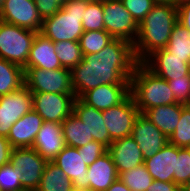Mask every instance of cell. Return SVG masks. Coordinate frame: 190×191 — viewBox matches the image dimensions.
Here are the masks:
<instances>
[{"instance_id": "1", "label": "cell", "mask_w": 190, "mask_h": 191, "mask_svg": "<svg viewBox=\"0 0 190 191\" xmlns=\"http://www.w3.org/2000/svg\"><path fill=\"white\" fill-rule=\"evenodd\" d=\"M133 43L114 38L101 51L83 55L71 69V86L75 98L103 84H130L136 66Z\"/></svg>"}, {"instance_id": "2", "label": "cell", "mask_w": 190, "mask_h": 191, "mask_svg": "<svg viewBox=\"0 0 190 191\" xmlns=\"http://www.w3.org/2000/svg\"><path fill=\"white\" fill-rule=\"evenodd\" d=\"M178 21L177 5L156 3L139 24V32L133 43L136 59L142 63L149 55L164 49L173 26Z\"/></svg>"}, {"instance_id": "3", "label": "cell", "mask_w": 190, "mask_h": 191, "mask_svg": "<svg viewBox=\"0 0 190 191\" xmlns=\"http://www.w3.org/2000/svg\"><path fill=\"white\" fill-rule=\"evenodd\" d=\"M130 95L140 113L156 106L177 103L167 80L139 63L130 79Z\"/></svg>"}, {"instance_id": "4", "label": "cell", "mask_w": 190, "mask_h": 191, "mask_svg": "<svg viewBox=\"0 0 190 191\" xmlns=\"http://www.w3.org/2000/svg\"><path fill=\"white\" fill-rule=\"evenodd\" d=\"M88 3L83 0H67L59 11L43 20L40 33L52 42H78L84 33L82 19Z\"/></svg>"}, {"instance_id": "5", "label": "cell", "mask_w": 190, "mask_h": 191, "mask_svg": "<svg viewBox=\"0 0 190 191\" xmlns=\"http://www.w3.org/2000/svg\"><path fill=\"white\" fill-rule=\"evenodd\" d=\"M36 34L0 20V58L24 67Z\"/></svg>"}, {"instance_id": "6", "label": "cell", "mask_w": 190, "mask_h": 191, "mask_svg": "<svg viewBox=\"0 0 190 191\" xmlns=\"http://www.w3.org/2000/svg\"><path fill=\"white\" fill-rule=\"evenodd\" d=\"M25 86L31 92L74 94L71 86V69L44 70L24 68Z\"/></svg>"}, {"instance_id": "7", "label": "cell", "mask_w": 190, "mask_h": 191, "mask_svg": "<svg viewBox=\"0 0 190 191\" xmlns=\"http://www.w3.org/2000/svg\"><path fill=\"white\" fill-rule=\"evenodd\" d=\"M104 26L113 38L134 43L139 32V24L120 0L103 1Z\"/></svg>"}, {"instance_id": "8", "label": "cell", "mask_w": 190, "mask_h": 191, "mask_svg": "<svg viewBox=\"0 0 190 191\" xmlns=\"http://www.w3.org/2000/svg\"><path fill=\"white\" fill-rule=\"evenodd\" d=\"M48 161L32 147L13 148L10 163L21 171L20 181L25 191H35Z\"/></svg>"}, {"instance_id": "9", "label": "cell", "mask_w": 190, "mask_h": 191, "mask_svg": "<svg viewBox=\"0 0 190 191\" xmlns=\"http://www.w3.org/2000/svg\"><path fill=\"white\" fill-rule=\"evenodd\" d=\"M139 113L131 95L118 105L102 111L111 143L123 137L131 136L135 119Z\"/></svg>"}, {"instance_id": "10", "label": "cell", "mask_w": 190, "mask_h": 191, "mask_svg": "<svg viewBox=\"0 0 190 191\" xmlns=\"http://www.w3.org/2000/svg\"><path fill=\"white\" fill-rule=\"evenodd\" d=\"M33 109L43 118L61 124L72 112L75 94L32 92Z\"/></svg>"}, {"instance_id": "11", "label": "cell", "mask_w": 190, "mask_h": 191, "mask_svg": "<svg viewBox=\"0 0 190 191\" xmlns=\"http://www.w3.org/2000/svg\"><path fill=\"white\" fill-rule=\"evenodd\" d=\"M0 20L37 33L43 22L34 0H4Z\"/></svg>"}, {"instance_id": "12", "label": "cell", "mask_w": 190, "mask_h": 191, "mask_svg": "<svg viewBox=\"0 0 190 191\" xmlns=\"http://www.w3.org/2000/svg\"><path fill=\"white\" fill-rule=\"evenodd\" d=\"M142 64L156 76L167 81L190 75V64L172 56L165 48L149 55Z\"/></svg>"}, {"instance_id": "13", "label": "cell", "mask_w": 190, "mask_h": 191, "mask_svg": "<svg viewBox=\"0 0 190 191\" xmlns=\"http://www.w3.org/2000/svg\"><path fill=\"white\" fill-rule=\"evenodd\" d=\"M131 136L138 144L144 159L151 158L168 142L161 130L142 113L135 119Z\"/></svg>"}, {"instance_id": "14", "label": "cell", "mask_w": 190, "mask_h": 191, "mask_svg": "<svg viewBox=\"0 0 190 191\" xmlns=\"http://www.w3.org/2000/svg\"><path fill=\"white\" fill-rule=\"evenodd\" d=\"M130 95V84H103L80 98L95 109L104 111L123 102Z\"/></svg>"}, {"instance_id": "15", "label": "cell", "mask_w": 190, "mask_h": 191, "mask_svg": "<svg viewBox=\"0 0 190 191\" xmlns=\"http://www.w3.org/2000/svg\"><path fill=\"white\" fill-rule=\"evenodd\" d=\"M118 175L144 163V156L132 136L115 140L107 147Z\"/></svg>"}, {"instance_id": "16", "label": "cell", "mask_w": 190, "mask_h": 191, "mask_svg": "<svg viewBox=\"0 0 190 191\" xmlns=\"http://www.w3.org/2000/svg\"><path fill=\"white\" fill-rule=\"evenodd\" d=\"M65 146L62 125L44 121L32 148L47 161H52Z\"/></svg>"}, {"instance_id": "17", "label": "cell", "mask_w": 190, "mask_h": 191, "mask_svg": "<svg viewBox=\"0 0 190 191\" xmlns=\"http://www.w3.org/2000/svg\"><path fill=\"white\" fill-rule=\"evenodd\" d=\"M43 118L32 109L18 119L10 129L7 139L13 148L32 147L43 124Z\"/></svg>"}, {"instance_id": "18", "label": "cell", "mask_w": 190, "mask_h": 191, "mask_svg": "<svg viewBox=\"0 0 190 191\" xmlns=\"http://www.w3.org/2000/svg\"><path fill=\"white\" fill-rule=\"evenodd\" d=\"M77 148L65 146L52 160L73 182L74 188H86L88 165Z\"/></svg>"}, {"instance_id": "19", "label": "cell", "mask_w": 190, "mask_h": 191, "mask_svg": "<svg viewBox=\"0 0 190 191\" xmlns=\"http://www.w3.org/2000/svg\"><path fill=\"white\" fill-rule=\"evenodd\" d=\"M176 157H178V147L167 142L151 158L144 159V164L154 180L174 182Z\"/></svg>"}, {"instance_id": "20", "label": "cell", "mask_w": 190, "mask_h": 191, "mask_svg": "<svg viewBox=\"0 0 190 191\" xmlns=\"http://www.w3.org/2000/svg\"><path fill=\"white\" fill-rule=\"evenodd\" d=\"M73 113L86 124L89 134L93 135L94 141L101 142L106 147L111 143V138L104 123L102 111L86 104L81 98H75Z\"/></svg>"}, {"instance_id": "21", "label": "cell", "mask_w": 190, "mask_h": 191, "mask_svg": "<svg viewBox=\"0 0 190 191\" xmlns=\"http://www.w3.org/2000/svg\"><path fill=\"white\" fill-rule=\"evenodd\" d=\"M117 179L118 173L113 159L106 152L88 166L86 188L92 191H106Z\"/></svg>"}, {"instance_id": "22", "label": "cell", "mask_w": 190, "mask_h": 191, "mask_svg": "<svg viewBox=\"0 0 190 191\" xmlns=\"http://www.w3.org/2000/svg\"><path fill=\"white\" fill-rule=\"evenodd\" d=\"M23 68L54 70L63 68L57 57L54 42L37 33L29 53L27 64Z\"/></svg>"}, {"instance_id": "23", "label": "cell", "mask_w": 190, "mask_h": 191, "mask_svg": "<svg viewBox=\"0 0 190 191\" xmlns=\"http://www.w3.org/2000/svg\"><path fill=\"white\" fill-rule=\"evenodd\" d=\"M169 139L181 115V104L156 106L143 113Z\"/></svg>"}, {"instance_id": "24", "label": "cell", "mask_w": 190, "mask_h": 191, "mask_svg": "<svg viewBox=\"0 0 190 191\" xmlns=\"http://www.w3.org/2000/svg\"><path fill=\"white\" fill-rule=\"evenodd\" d=\"M0 106H3L15 123L33 109L32 92L24 85L17 91L0 96Z\"/></svg>"}, {"instance_id": "25", "label": "cell", "mask_w": 190, "mask_h": 191, "mask_svg": "<svg viewBox=\"0 0 190 191\" xmlns=\"http://www.w3.org/2000/svg\"><path fill=\"white\" fill-rule=\"evenodd\" d=\"M66 146L78 148L94 141L93 135L73 112L61 123Z\"/></svg>"}, {"instance_id": "26", "label": "cell", "mask_w": 190, "mask_h": 191, "mask_svg": "<svg viewBox=\"0 0 190 191\" xmlns=\"http://www.w3.org/2000/svg\"><path fill=\"white\" fill-rule=\"evenodd\" d=\"M24 85V68L0 58V96L17 91Z\"/></svg>"}, {"instance_id": "27", "label": "cell", "mask_w": 190, "mask_h": 191, "mask_svg": "<svg viewBox=\"0 0 190 191\" xmlns=\"http://www.w3.org/2000/svg\"><path fill=\"white\" fill-rule=\"evenodd\" d=\"M73 182L52 161H48L44 168L41 181L35 191H71Z\"/></svg>"}, {"instance_id": "28", "label": "cell", "mask_w": 190, "mask_h": 191, "mask_svg": "<svg viewBox=\"0 0 190 191\" xmlns=\"http://www.w3.org/2000/svg\"><path fill=\"white\" fill-rule=\"evenodd\" d=\"M165 49L174 57L184 58L190 64V32L178 21L173 26Z\"/></svg>"}, {"instance_id": "29", "label": "cell", "mask_w": 190, "mask_h": 191, "mask_svg": "<svg viewBox=\"0 0 190 191\" xmlns=\"http://www.w3.org/2000/svg\"><path fill=\"white\" fill-rule=\"evenodd\" d=\"M118 178L131 191H146L148 186L154 181L144 163L130 170L121 172Z\"/></svg>"}, {"instance_id": "30", "label": "cell", "mask_w": 190, "mask_h": 191, "mask_svg": "<svg viewBox=\"0 0 190 191\" xmlns=\"http://www.w3.org/2000/svg\"><path fill=\"white\" fill-rule=\"evenodd\" d=\"M54 46L61 66L64 68L72 69L83 59L79 42L59 41L54 42Z\"/></svg>"}, {"instance_id": "31", "label": "cell", "mask_w": 190, "mask_h": 191, "mask_svg": "<svg viewBox=\"0 0 190 191\" xmlns=\"http://www.w3.org/2000/svg\"><path fill=\"white\" fill-rule=\"evenodd\" d=\"M113 39L105 30L84 31L78 42L83 55H89L104 49Z\"/></svg>"}, {"instance_id": "32", "label": "cell", "mask_w": 190, "mask_h": 191, "mask_svg": "<svg viewBox=\"0 0 190 191\" xmlns=\"http://www.w3.org/2000/svg\"><path fill=\"white\" fill-rule=\"evenodd\" d=\"M168 142L177 147L190 148V105L181 104V115Z\"/></svg>"}, {"instance_id": "33", "label": "cell", "mask_w": 190, "mask_h": 191, "mask_svg": "<svg viewBox=\"0 0 190 191\" xmlns=\"http://www.w3.org/2000/svg\"><path fill=\"white\" fill-rule=\"evenodd\" d=\"M82 27L84 31L105 30L103 1L88 3L83 14Z\"/></svg>"}, {"instance_id": "34", "label": "cell", "mask_w": 190, "mask_h": 191, "mask_svg": "<svg viewBox=\"0 0 190 191\" xmlns=\"http://www.w3.org/2000/svg\"><path fill=\"white\" fill-rule=\"evenodd\" d=\"M21 171L11 163L0 167V191H25L20 181Z\"/></svg>"}, {"instance_id": "35", "label": "cell", "mask_w": 190, "mask_h": 191, "mask_svg": "<svg viewBox=\"0 0 190 191\" xmlns=\"http://www.w3.org/2000/svg\"><path fill=\"white\" fill-rule=\"evenodd\" d=\"M174 183L182 187L190 181V148L178 147L176 157V172L173 174Z\"/></svg>"}, {"instance_id": "36", "label": "cell", "mask_w": 190, "mask_h": 191, "mask_svg": "<svg viewBox=\"0 0 190 191\" xmlns=\"http://www.w3.org/2000/svg\"><path fill=\"white\" fill-rule=\"evenodd\" d=\"M135 21L140 24L156 4L154 0H120Z\"/></svg>"}, {"instance_id": "37", "label": "cell", "mask_w": 190, "mask_h": 191, "mask_svg": "<svg viewBox=\"0 0 190 191\" xmlns=\"http://www.w3.org/2000/svg\"><path fill=\"white\" fill-rule=\"evenodd\" d=\"M177 103L190 105V75L167 81Z\"/></svg>"}, {"instance_id": "38", "label": "cell", "mask_w": 190, "mask_h": 191, "mask_svg": "<svg viewBox=\"0 0 190 191\" xmlns=\"http://www.w3.org/2000/svg\"><path fill=\"white\" fill-rule=\"evenodd\" d=\"M79 154H82L85 164L91 165L100 156L107 152V147L98 141H92L77 148Z\"/></svg>"}, {"instance_id": "39", "label": "cell", "mask_w": 190, "mask_h": 191, "mask_svg": "<svg viewBox=\"0 0 190 191\" xmlns=\"http://www.w3.org/2000/svg\"><path fill=\"white\" fill-rule=\"evenodd\" d=\"M67 0H34L41 18L53 16Z\"/></svg>"}, {"instance_id": "40", "label": "cell", "mask_w": 190, "mask_h": 191, "mask_svg": "<svg viewBox=\"0 0 190 191\" xmlns=\"http://www.w3.org/2000/svg\"><path fill=\"white\" fill-rule=\"evenodd\" d=\"M178 22L190 32V0L177 4Z\"/></svg>"}, {"instance_id": "41", "label": "cell", "mask_w": 190, "mask_h": 191, "mask_svg": "<svg viewBox=\"0 0 190 191\" xmlns=\"http://www.w3.org/2000/svg\"><path fill=\"white\" fill-rule=\"evenodd\" d=\"M13 124V119L9 113L3 106H0V136L7 137Z\"/></svg>"}, {"instance_id": "42", "label": "cell", "mask_w": 190, "mask_h": 191, "mask_svg": "<svg viewBox=\"0 0 190 191\" xmlns=\"http://www.w3.org/2000/svg\"><path fill=\"white\" fill-rule=\"evenodd\" d=\"M12 149L7 137L0 136V167L10 163Z\"/></svg>"}, {"instance_id": "43", "label": "cell", "mask_w": 190, "mask_h": 191, "mask_svg": "<svg viewBox=\"0 0 190 191\" xmlns=\"http://www.w3.org/2000/svg\"><path fill=\"white\" fill-rule=\"evenodd\" d=\"M146 191H181V187L174 182L154 180Z\"/></svg>"}, {"instance_id": "44", "label": "cell", "mask_w": 190, "mask_h": 191, "mask_svg": "<svg viewBox=\"0 0 190 191\" xmlns=\"http://www.w3.org/2000/svg\"><path fill=\"white\" fill-rule=\"evenodd\" d=\"M106 191H131L119 178Z\"/></svg>"}, {"instance_id": "45", "label": "cell", "mask_w": 190, "mask_h": 191, "mask_svg": "<svg viewBox=\"0 0 190 191\" xmlns=\"http://www.w3.org/2000/svg\"><path fill=\"white\" fill-rule=\"evenodd\" d=\"M155 3H170L173 5H177V0H154Z\"/></svg>"}, {"instance_id": "46", "label": "cell", "mask_w": 190, "mask_h": 191, "mask_svg": "<svg viewBox=\"0 0 190 191\" xmlns=\"http://www.w3.org/2000/svg\"><path fill=\"white\" fill-rule=\"evenodd\" d=\"M181 191H190V182L181 187Z\"/></svg>"}, {"instance_id": "47", "label": "cell", "mask_w": 190, "mask_h": 191, "mask_svg": "<svg viewBox=\"0 0 190 191\" xmlns=\"http://www.w3.org/2000/svg\"><path fill=\"white\" fill-rule=\"evenodd\" d=\"M71 191H92L91 189L89 188H72Z\"/></svg>"}, {"instance_id": "48", "label": "cell", "mask_w": 190, "mask_h": 191, "mask_svg": "<svg viewBox=\"0 0 190 191\" xmlns=\"http://www.w3.org/2000/svg\"><path fill=\"white\" fill-rule=\"evenodd\" d=\"M83 1H89V2H100V1H104V0H83Z\"/></svg>"}, {"instance_id": "49", "label": "cell", "mask_w": 190, "mask_h": 191, "mask_svg": "<svg viewBox=\"0 0 190 191\" xmlns=\"http://www.w3.org/2000/svg\"><path fill=\"white\" fill-rule=\"evenodd\" d=\"M3 4H4V0H0V11L2 10Z\"/></svg>"}, {"instance_id": "50", "label": "cell", "mask_w": 190, "mask_h": 191, "mask_svg": "<svg viewBox=\"0 0 190 191\" xmlns=\"http://www.w3.org/2000/svg\"><path fill=\"white\" fill-rule=\"evenodd\" d=\"M185 1H188V0H177V4H180V3L185 2Z\"/></svg>"}]
</instances>
